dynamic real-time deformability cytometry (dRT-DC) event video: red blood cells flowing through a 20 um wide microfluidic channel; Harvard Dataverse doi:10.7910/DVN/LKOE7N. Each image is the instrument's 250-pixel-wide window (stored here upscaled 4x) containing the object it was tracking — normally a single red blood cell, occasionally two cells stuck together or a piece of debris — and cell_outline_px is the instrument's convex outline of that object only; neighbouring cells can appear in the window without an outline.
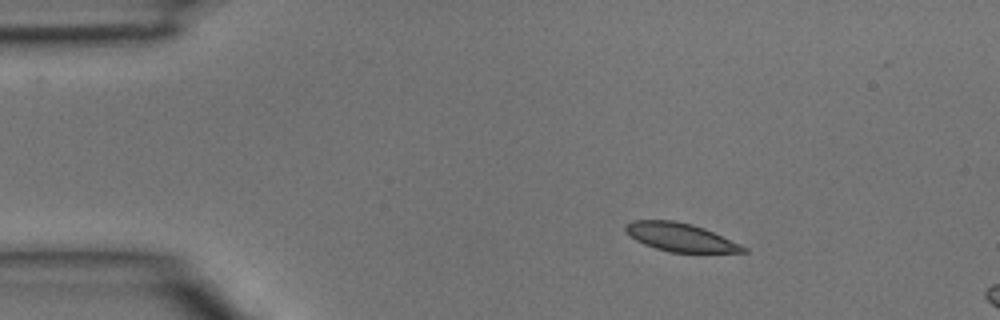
{"species": "common noctule bat (a hibernating species)", "species_latin": "Nyctalus noctula", "temperature_condition": "room temperature", "stored_images_in_passage": 3, "camera_frame_rate_fps": 3000, "um_per_image_px": 0.085, "animal": {"sex": "male", "body_mass_g": 15.6}, "frame": {"image": 1, "passage_image": 1, "time_ms": 0.0, "image_size_px": [1000, 320], "cell_outline_px": [[748, 252], [672, 252], [656, 248], [644, 244], [636, 240], [624, 228], [624, 224], [632, 220], [672, 220], [692, 224], [704, 228], [740, 244], [748, 248]], "centroid_in_image_um": [57.83, 20.15], "position_along_channel_um": 27.2, "area_um2": 19.19}}